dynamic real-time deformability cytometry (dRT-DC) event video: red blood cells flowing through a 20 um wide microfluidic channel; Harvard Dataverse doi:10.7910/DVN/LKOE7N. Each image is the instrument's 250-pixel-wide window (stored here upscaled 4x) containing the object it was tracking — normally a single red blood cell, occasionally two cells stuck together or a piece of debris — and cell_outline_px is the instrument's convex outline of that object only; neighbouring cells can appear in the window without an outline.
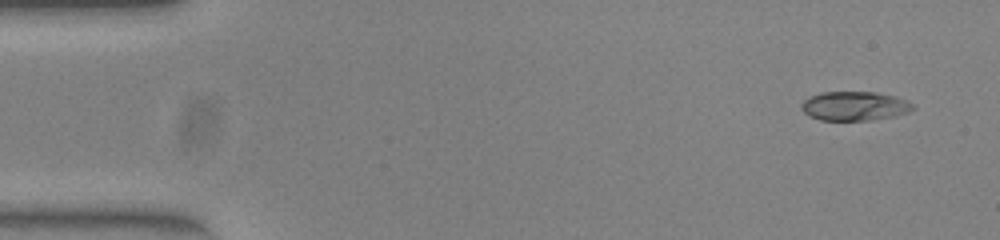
{"species": "common noctule bat (a hibernating species)", "species_latin": "Nyctalus noctula", "temperature_condition": "warm", "stored_images_in_passage": 50, "camera_frame_rate_fps": 3000, "um_per_image_px": 0.085, "animal": {"sex": "female", "body_mass_g": 23.0, "forearm_length_mm": 53.4}, "frame": {"image": 1, "passage_image": 1, "time_ms": 0.0, "image_size_px": [1000, 240], "cell_outline_px": [[916, 108], [908, 112], [896, 116], [868, 120], [820, 120], [808, 116], [800, 108], [800, 104], [808, 96], [820, 92], [876, 92], [908, 100]], "centroid_in_image_um": [72.6, 9.01], "position_along_channel_um": 12.4, "area_um2": 19.07}}
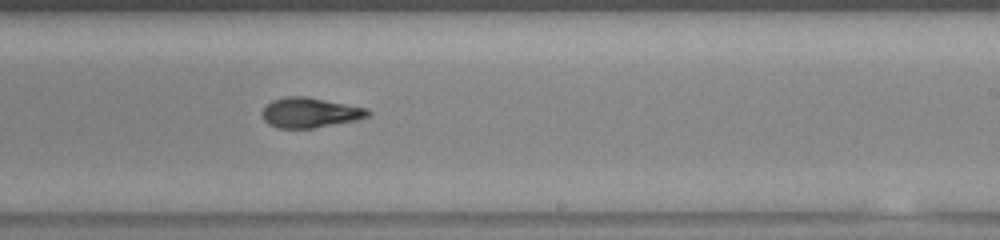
{"frame": {"image": 2, "passage_image": 29, "time_ms": 9.333, "image_size_px": [1000, 240], "cell_outline_px": [[372, 112], [368, 116], [356, 120], [312, 128], [276, 128], [268, 124], [264, 120], [260, 112], [272, 100], [284, 96], [308, 96], [368, 108]], "centroid_in_image_um": [26.33, 9.56], "position_along_channel_um": 262.7, "area_um2": 18.67}}
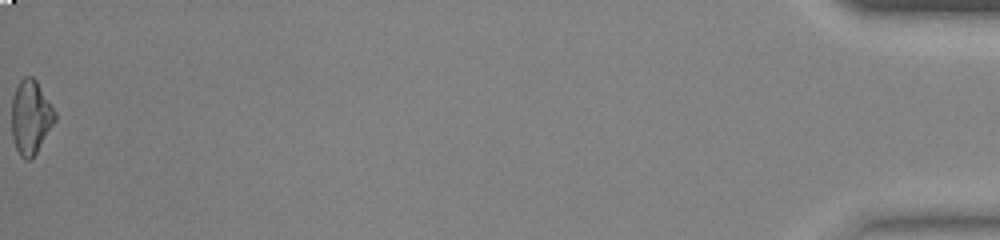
{"frame": {"image": 3, "passage_image": 50, "time_ms": 16.333, "image_size_px": [1000, 240], "cell_outline_px": [[56, 120], [36, 152], [28, 160], [24, 160], [20, 156], [16, 148], [12, 136], [12, 96], [20, 80], [24, 76], [32, 76], [36, 80], [56, 112]], "centroid_in_image_um": [2.6, 9.94], "position_along_channel_um": 432.6, "area_um2": 18.5}, "authors_computed_cell_mechanics": {"area_um2": 18.9006, "velocity_mm_per_s": 3.948, "shape_relaxation_time_tau1_ms": 6.4955, "shape_relaxation_time_tau2_ms": 2.7253, "deformation_change_tau1": 0.2284, "deformation_change_tau2": 0.0724}}